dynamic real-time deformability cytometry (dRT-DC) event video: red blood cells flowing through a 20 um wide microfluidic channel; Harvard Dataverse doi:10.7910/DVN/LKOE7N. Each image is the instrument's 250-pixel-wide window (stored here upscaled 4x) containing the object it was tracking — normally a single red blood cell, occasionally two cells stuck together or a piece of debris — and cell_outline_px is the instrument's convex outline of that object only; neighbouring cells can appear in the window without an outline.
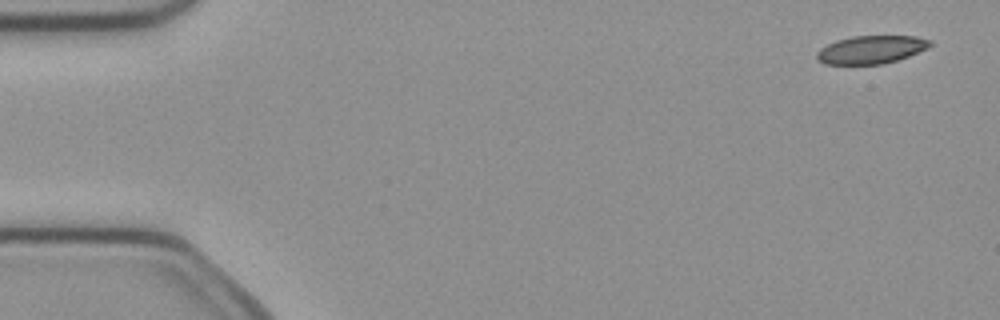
{"species": "common noctule bat (a hibernating species)", "species_latin": "Nyctalus noctula", "temperature_condition": "cold", "stored_images_in_passage": 6, "camera_frame_rate_fps": 3000, "um_per_image_px": 0.085, "animal": {"sex": "female", "body_mass_g": 21.9}, "frame": {"image": 1, "passage_image": 1, "time_ms": 0.0, "image_size_px": [1000, 320], "cell_outline_px": [[932, 44], [928, 48], [908, 56], [896, 60], [880, 64], [824, 64], [816, 60], [816, 52], [820, 48], [836, 40], [852, 36], [916, 36], [932, 40]], "centroid_in_image_um": [74.02, 4.21], "position_along_channel_um": 11.0, "area_um2": 18.55}}
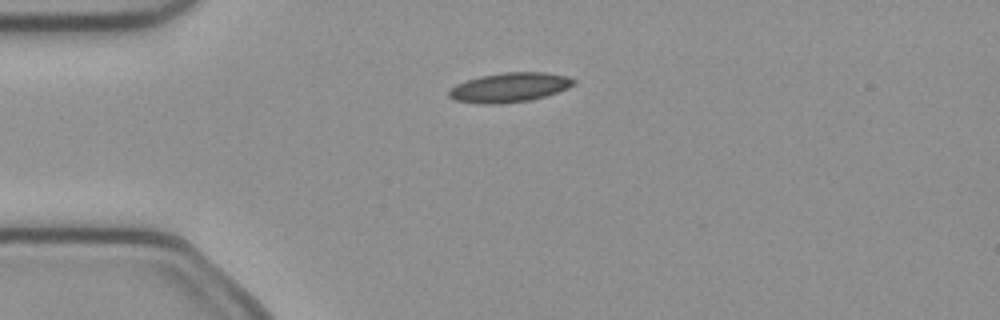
{"frame": {"image": 2, "passage_image": 3, "time_ms": 0.667, "image_size_px": [1000, 320], "cell_outline_px": [[576, 84], [568, 88], [544, 96], [528, 100], [500, 104], [480, 104], [456, 100], [448, 96], [448, 92], [456, 84], [480, 76], [504, 72], [544, 72], [568, 76], [576, 80]], "centroid_in_image_um": [43.32, 7.42], "position_along_channel_um": 41.7, "area_um2": 21.33}}
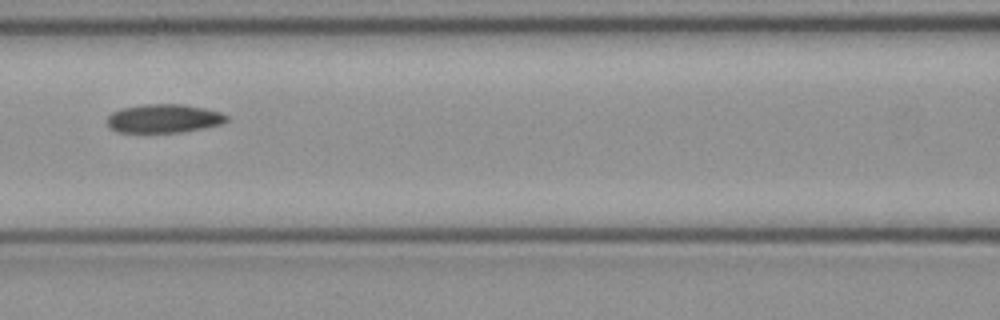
{"frame": {"image": 3, "passage_image": 6, "time_ms": 1.667, "image_size_px": [1000, 320], "cell_outline_px": [[228, 120], [220, 124], [204, 128], [180, 132], [116, 132], [108, 128], [108, 116], [112, 112], [120, 108], [144, 104], [184, 104], [204, 108], [220, 112], [228, 116]], "centroid_in_image_um": [13.9, 10.07], "position_along_channel_um": 152.7, "area_um2": 20.0}}